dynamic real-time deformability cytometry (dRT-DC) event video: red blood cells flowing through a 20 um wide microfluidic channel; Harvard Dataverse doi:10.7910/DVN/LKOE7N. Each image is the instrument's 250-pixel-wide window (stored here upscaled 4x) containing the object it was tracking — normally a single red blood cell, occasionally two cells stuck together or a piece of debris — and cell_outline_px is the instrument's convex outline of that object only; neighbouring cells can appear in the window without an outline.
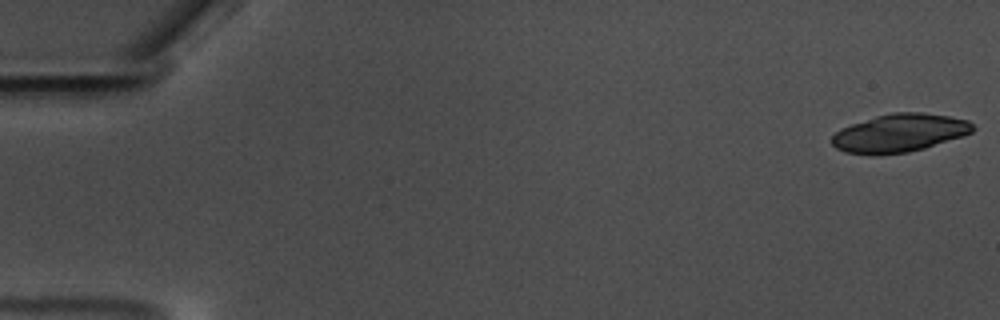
{"species": "common noctule bat (a hibernating species)", "species_latin": "Nyctalus noctula", "temperature_condition": "warm", "stored_images_in_passage": 22, "camera_frame_rate_fps": 3000, "um_per_image_px": 0.085, "animal": {"sex": "male", "body_mass_g": 17.5, "forearm_length_mm": 52.3}, "frame": {"image": 1, "passage_image": 1, "time_ms": 0.0, "image_size_px": [1000, 320], "cell_outline_px": [[976, 128], [972, 132], [964, 136], [924, 148], [908, 152], [880, 156], [872, 156], [844, 152], [836, 148], [832, 144], [832, 136], [840, 128], [876, 116], [892, 112], [924, 112], [948, 116], [968, 120]], "centroid_in_image_um": [76.45, 11.32], "position_along_channel_um": 8.6, "area_um2": 31.67}}